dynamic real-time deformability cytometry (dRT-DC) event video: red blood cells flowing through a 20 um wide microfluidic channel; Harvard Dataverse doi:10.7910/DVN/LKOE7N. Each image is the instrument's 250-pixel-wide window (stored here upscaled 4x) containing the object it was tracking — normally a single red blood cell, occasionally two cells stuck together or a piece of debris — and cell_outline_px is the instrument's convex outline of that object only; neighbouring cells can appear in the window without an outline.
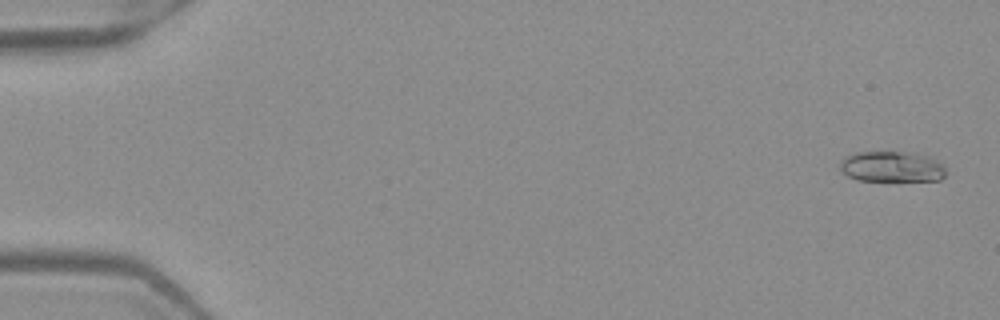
{"species": "Egyptian fruit bat (a non-hibernating species)", "species_latin": "Rousettus aegyptiacus", "temperature_condition": "warm", "stored_images_in_passage": 52, "camera_frame_rate_fps": 3000, "um_per_image_px": 0.085, "frame": {"image": 1, "passage_image": 2, "time_ms": 0.333, "image_size_px": [1000, 320], "cell_outline_px": [[944, 176], [940, 180], [856, 180], [840, 172], [840, 160], [844, 156], [856, 152], [912, 152], [928, 156], [944, 164]], "centroid_in_image_um": [75.76, 14.15], "position_along_channel_um": 9.2, "area_um2": 19.02}}
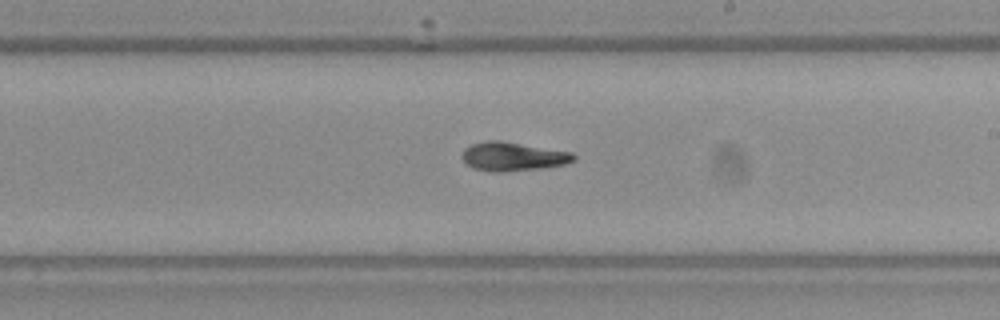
{"frame": {"image": 2, "passage_image": 31, "time_ms": 10.0, "image_size_px": [1000, 320], "cell_outline_px": [[576, 160], [564, 164], [540, 168], [500, 172], [492, 172], [472, 168], [464, 164], [460, 156], [464, 148], [472, 144], [484, 140], [500, 140], [572, 152], [576, 156]], "centroid_in_image_um": [43.53, 13.3], "position_along_channel_um": 245.5, "area_um2": 18.96}}
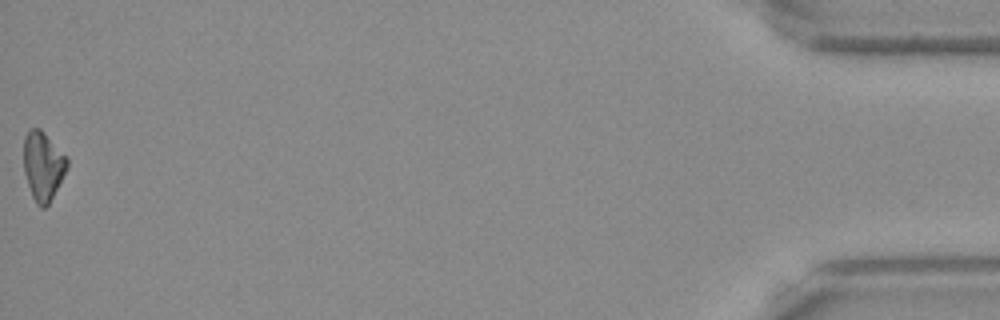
{"frame": {"image": 3, "passage_image": 52, "time_ms": 17.0, "image_size_px": [1000, 320], "cell_outline_px": [[68, 168], [48, 204], [44, 208], [40, 208], [36, 204], [32, 196], [24, 172], [24, 136], [32, 128], [40, 128], [68, 156]], "centroid_in_image_um": [3.67, 14.09], "position_along_channel_um": 431.5, "area_um2": 17.46}, "authors_computed_cell_mechanics": {"area_um2": 18.496, "velocity_mm_per_s": 4.0051, "shape_relaxation_time_tau1_ms": 5.4853, "shape_relaxation_time_tau2_ms": 1.4309, "deformation_change_tau1": 0.1819, "deformation_change_tau2": 0.062}}